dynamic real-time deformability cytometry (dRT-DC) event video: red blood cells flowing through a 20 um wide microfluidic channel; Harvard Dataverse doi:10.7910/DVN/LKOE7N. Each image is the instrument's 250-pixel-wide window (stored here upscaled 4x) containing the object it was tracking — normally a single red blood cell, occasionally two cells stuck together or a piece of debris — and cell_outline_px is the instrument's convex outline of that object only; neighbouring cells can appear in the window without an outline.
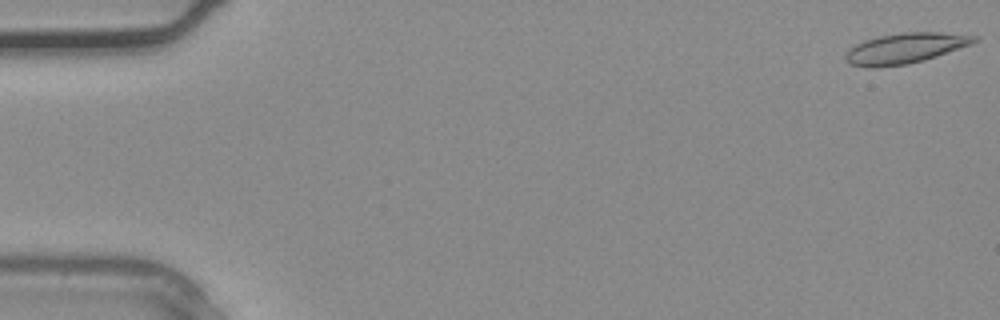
{"species": "common noctule bat (a hibernating species)", "species_latin": "Nyctalus noctula", "temperature_condition": "warm", "stored_images_in_passage": 7, "camera_frame_rate_fps": 3000, "um_per_image_px": 0.085, "animal": {"sex": "male", "body_mass_g": 20.4}, "frame": {"image": 1, "passage_image": 1, "time_ms": 0.0, "image_size_px": [1000, 320], "cell_outline_px": [[980, 40], [972, 44], [924, 60], [908, 64], [876, 68], [868, 68], [852, 64], [844, 60], [844, 56], [856, 44], [864, 40], [880, 36], [900, 32], [940, 32], [980, 36]], "centroid_in_image_um": [76.97, 4.1], "position_along_channel_um": 8.0, "area_um2": 22.89}}